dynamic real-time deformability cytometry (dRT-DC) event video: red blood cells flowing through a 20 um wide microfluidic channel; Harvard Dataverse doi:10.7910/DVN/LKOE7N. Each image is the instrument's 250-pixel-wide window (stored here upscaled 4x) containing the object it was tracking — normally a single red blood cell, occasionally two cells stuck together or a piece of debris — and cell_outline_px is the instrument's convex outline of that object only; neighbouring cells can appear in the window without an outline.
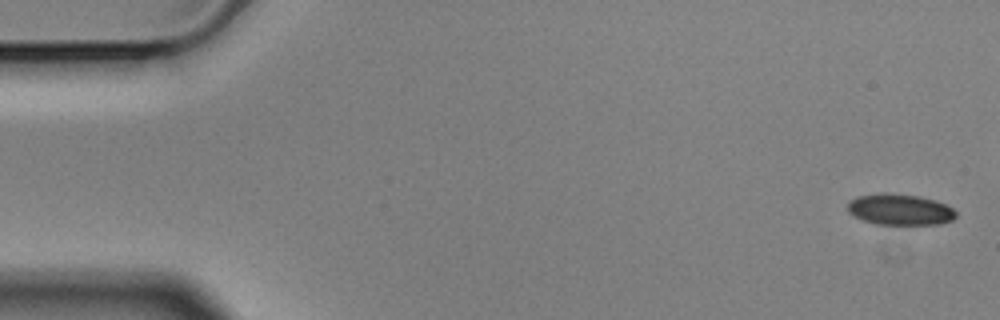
{"species": "Egyptian fruit bat (a non-hibernating species)", "species_latin": "Rousettus aegyptiacus", "temperature_condition": "cold", "stored_images_in_passage": 6, "camera_frame_rate_fps": 3000, "um_per_image_px": 0.085, "animal": {"sex": "male"}, "frame": {"image": 1, "passage_image": 1, "time_ms": 0.0, "image_size_px": [1000, 320], "cell_outline_px": [[956, 216], [952, 220], [940, 224], [876, 224], [852, 216], [848, 212], [848, 200], [856, 196], [880, 192], [884, 192], [920, 196], [936, 200], [952, 208], [956, 212]], "centroid_in_image_um": [76.45, 17.79], "position_along_channel_um": 8.5, "area_um2": 19.83}}